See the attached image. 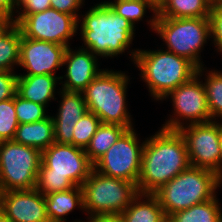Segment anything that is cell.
<instances>
[{"label":"cell","mask_w":222,"mask_h":222,"mask_svg":"<svg viewBox=\"0 0 222 222\" xmlns=\"http://www.w3.org/2000/svg\"><path fill=\"white\" fill-rule=\"evenodd\" d=\"M210 32L216 52L222 53V4L211 7L210 11Z\"/></svg>","instance_id":"cell-31"},{"label":"cell","mask_w":222,"mask_h":222,"mask_svg":"<svg viewBox=\"0 0 222 222\" xmlns=\"http://www.w3.org/2000/svg\"><path fill=\"white\" fill-rule=\"evenodd\" d=\"M81 187L88 216L121 214L138 194L133 182L109 177L94 169Z\"/></svg>","instance_id":"cell-8"},{"label":"cell","mask_w":222,"mask_h":222,"mask_svg":"<svg viewBox=\"0 0 222 222\" xmlns=\"http://www.w3.org/2000/svg\"><path fill=\"white\" fill-rule=\"evenodd\" d=\"M16 23L23 37L70 46V39L76 35L78 20L68 13L53 8L34 14H18Z\"/></svg>","instance_id":"cell-12"},{"label":"cell","mask_w":222,"mask_h":222,"mask_svg":"<svg viewBox=\"0 0 222 222\" xmlns=\"http://www.w3.org/2000/svg\"><path fill=\"white\" fill-rule=\"evenodd\" d=\"M44 196L50 222H66L67 220L64 216H67L77 207L84 211L81 186H75L67 191L55 192ZM73 222L84 221L76 220Z\"/></svg>","instance_id":"cell-20"},{"label":"cell","mask_w":222,"mask_h":222,"mask_svg":"<svg viewBox=\"0 0 222 222\" xmlns=\"http://www.w3.org/2000/svg\"><path fill=\"white\" fill-rule=\"evenodd\" d=\"M15 111L19 124L32 123L47 118L46 106L23 99L15 94Z\"/></svg>","instance_id":"cell-30"},{"label":"cell","mask_w":222,"mask_h":222,"mask_svg":"<svg viewBox=\"0 0 222 222\" xmlns=\"http://www.w3.org/2000/svg\"><path fill=\"white\" fill-rule=\"evenodd\" d=\"M15 11H17V0H0V14L9 21L14 20Z\"/></svg>","instance_id":"cell-35"},{"label":"cell","mask_w":222,"mask_h":222,"mask_svg":"<svg viewBox=\"0 0 222 222\" xmlns=\"http://www.w3.org/2000/svg\"><path fill=\"white\" fill-rule=\"evenodd\" d=\"M154 100L164 98L197 75L198 67L185 57L166 50L134 49L129 53Z\"/></svg>","instance_id":"cell-4"},{"label":"cell","mask_w":222,"mask_h":222,"mask_svg":"<svg viewBox=\"0 0 222 222\" xmlns=\"http://www.w3.org/2000/svg\"><path fill=\"white\" fill-rule=\"evenodd\" d=\"M13 140L22 145L35 147L41 152L47 149L55 142L52 116L49 115L37 122L19 124Z\"/></svg>","instance_id":"cell-21"},{"label":"cell","mask_w":222,"mask_h":222,"mask_svg":"<svg viewBox=\"0 0 222 222\" xmlns=\"http://www.w3.org/2000/svg\"><path fill=\"white\" fill-rule=\"evenodd\" d=\"M157 11V17L203 18L210 17L211 8L204 0H163Z\"/></svg>","instance_id":"cell-23"},{"label":"cell","mask_w":222,"mask_h":222,"mask_svg":"<svg viewBox=\"0 0 222 222\" xmlns=\"http://www.w3.org/2000/svg\"><path fill=\"white\" fill-rule=\"evenodd\" d=\"M178 131L184 137L190 165L215 172L220 178L219 120L189 124Z\"/></svg>","instance_id":"cell-13"},{"label":"cell","mask_w":222,"mask_h":222,"mask_svg":"<svg viewBox=\"0 0 222 222\" xmlns=\"http://www.w3.org/2000/svg\"><path fill=\"white\" fill-rule=\"evenodd\" d=\"M21 31L18 25L10 21L0 30V71L14 72L19 64Z\"/></svg>","instance_id":"cell-22"},{"label":"cell","mask_w":222,"mask_h":222,"mask_svg":"<svg viewBox=\"0 0 222 222\" xmlns=\"http://www.w3.org/2000/svg\"><path fill=\"white\" fill-rule=\"evenodd\" d=\"M42 152L14 140L0 142V192L34 189Z\"/></svg>","instance_id":"cell-9"},{"label":"cell","mask_w":222,"mask_h":222,"mask_svg":"<svg viewBox=\"0 0 222 222\" xmlns=\"http://www.w3.org/2000/svg\"><path fill=\"white\" fill-rule=\"evenodd\" d=\"M18 74L11 71H0V101L14 98L17 91Z\"/></svg>","instance_id":"cell-32"},{"label":"cell","mask_w":222,"mask_h":222,"mask_svg":"<svg viewBox=\"0 0 222 222\" xmlns=\"http://www.w3.org/2000/svg\"><path fill=\"white\" fill-rule=\"evenodd\" d=\"M148 1H150L156 8H158L163 2V0H148Z\"/></svg>","instance_id":"cell-41"},{"label":"cell","mask_w":222,"mask_h":222,"mask_svg":"<svg viewBox=\"0 0 222 222\" xmlns=\"http://www.w3.org/2000/svg\"><path fill=\"white\" fill-rule=\"evenodd\" d=\"M207 68H198L197 72H205L206 78L203 82L206 90L208 109L211 114V121H222V71L206 70ZM217 117V118H216Z\"/></svg>","instance_id":"cell-27"},{"label":"cell","mask_w":222,"mask_h":222,"mask_svg":"<svg viewBox=\"0 0 222 222\" xmlns=\"http://www.w3.org/2000/svg\"><path fill=\"white\" fill-rule=\"evenodd\" d=\"M0 222H13L3 212L0 211Z\"/></svg>","instance_id":"cell-40"},{"label":"cell","mask_w":222,"mask_h":222,"mask_svg":"<svg viewBox=\"0 0 222 222\" xmlns=\"http://www.w3.org/2000/svg\"><path fill=\"white\" fill-rule=\"evenodd\" d=\"M84 2V0H50L51 8L73 15L78 21L80 17L78 11L85 5Z\"/></svg>","instance_id":"cell-34"},{"label":"cell","mask_w":222,"mask_h":222,"mask_svg":"<svg viewBox=\"0 0 222 222\" xmlns=\"http://www.w3.org/2000/svg\"><path fill=\"white\" fill-rule=\"evenodd\" d=\"M130 78L122 71L103 69L82 91L88 111L103 124L133 128L132 115L126 104Z\"/></svg>","instance_id":"cell-5"},{"label":"cell","mask_w":222,"mask_h":222,"mask_svg":"<svg viewBox=\"0 0 222 222\" xmlns=\"http://www.w3.org/2000/svg\"><path fill=\"white\" fill-rule=\"evenodd\" d=\"M220 148H221V157H220V179L222 180V121H220Z\"/></svg>","instance_id":"cell-37"},{"label":"cell","mask_w":222,"mask_h":222,"mask_svg":"<svg viewBox=\"0 0 222 222\" xmlns=\"http://www.w3.org/2000/svg\"><path fill=\"white\" fill-rule=\"evenodd\" d=\"M121 215L124 222H167L158 198L152 193H138Z\"/></svg>","instance_id":"cell-19"},{"label":"cell","mask_w":222,"mask_h":222,"mask_svg":"<svg viewBox=\"0 0 222 222\" xmlns=\"http://www.w3.org/2000/svg\"><path fill=\"white\" fill-rule=\"evenodd\" d=\"M204 1L209 5L210 8L222 4V0H204Z\"/></svg>","instance_id":"cell-38"},{"label":"cell","mask_w":222,"mask_h":222,"mask_svg":"<svg viewBox=\"0 0 222 222\" xmlns=\"http://www.w3.org/2000/svg\"><path fill=\"white\" fill-rule=\"evenodd\" d=\"M58 112L52 116L54 140L60 144H72L73 130L79 119L88 112L82 92L66 91L60 88Z\"/></svg>","instance_id":"cell-17"},{"label":"cell","mask_w":222,"mask_h":222,"mask_svg":"<svg viewBox=\"0 0 222 222\" xmlns=\"http://www.w3.org/2000/svg\"><path fill=\"white\" fill-rule=\"evenodd\" d=\"M60 76L53 75H18L16 93L23 99L48 106V102L56 100V85Z\"/></svg>","instance_id":"cell-18"},{"label":"cell","mask_w":222,"mask_h":222,"mask_svg":"<svg viewBox=\"0 0 222 222\" xmlns=\"http://www.w3.org/2000/svg\"><path fill=\"white\" fill-rule=\"evenodd\" d=\"M187 146L178 130L159 129L144 141L138 193H154L190 167Z\"/></svg>","instance_id":"cell-1"},{"label":"cell","mask_w":222,"mask_h":222,"mask_svg":"<svg viewBox=\"0 0 222 222\" xmlns=\"http://www.w3.org/2000/svg\"><path fill=\"white\" fill-rule=\"evenodd\" d=\"M51 8L50 0H17V14H34ZM21 10V11H18Z\"/></svg>","instance_id":"cell-33"},{"label":"cell","mask_w":222,"mask_h":222,"mask_svg":"<svg viewBox=\"0 0 222 222\" xmlns=\"http://www.w3.org/2000/svg\"><path fill=\"white\" fill-rule=\"evenodd\" d=\"M220 186L221 179L215 172L190 166L153 194L168 217L177 211L213 199Z\"/></svg>","instance_id":"cell-6"},{"label":"cell","mask_w":222,"mask_h":222,"mask_svg":"<svg viewBox=\"0 0 222 222\" xmlns=\"http://www.w3.org/2000/svg\"><path fill=\"white\" fill-rule=\"evenodd\" d=\"M66 46L23 37L21 34L19 64L26 73L18 75H56L63 65Z\"/></svg>","instance_id":"cell-14"},{"label":"cell","mask_w":222,"mask_h":222,"mask_svg":"<svg viewBox=\"0 0 222 222\" xmlns=\"http://www.w3.org/2000/svg\"><path fill=\"white\" fill-rule=\"evenodd\" d=\"M154 31L163 39L166 51L187 58L198 68L205 65L200 53L211 38L209 17H157Z\"/></svg>","instance_id":"cell-7"},{"label":"cell","mask_w":222,"mask_h":222,"mask_svg":"<svg viewBox=\"0 0 222 222\" xmlns=\"http://www.w3.org/2000/svg\"><path fill=\"white\" fill-rule=\"evenodd\" d=\"M106 5H110L113 10L121 17L128 20L135 27V24L146 16L147 9L152 11L154 16L148 20V24L152 31L155 29V22L158 16L157 8L148 0H117L101 2Z\"/></svg>","instance_id":"cell-26"},{"label":"cell","mask_w":222,"mask_h":222,"mask_svg":"<svg viewBox=\"0 0 222 222\" xmlns=\"http://www.w3.org/2000/svg\"><path fill=\"white\" fill-rule=\"evenodd\" d=\"M19 126L15 111V96L0 101V142L13 140Z\"/></svg>","instance_id":"cell-29"},{"label":"cell","mask_w":222,"mask_h":222,"mask_svg":"<svg viewBox=\"0 0 222 222\" xmlns=\"http://www.w3.org/2000/svg\"><path fill=\"white\" fill-rule=\"evenodd\" d=\"M10 21L0 14V30L3 29Z\"/></svg>","instance_id":"cell-39"},{"label":"cell","mask_w":222,"mask_h":222,"mask_svg":"<svg viewBox=\"0 0 222 222\" xmlns=\"http://www.w3.org/2000/svg\"><path fill=\"white\" fill-rule=\"evenodd\" d=\"M126 130L118 124L101 123L85 149L90 162L94 164L102 157Z\"/></svg>","instance_id":"cell-25"},{"label":"cell","mask_w":222,"mask_h":222,"mask_svg":"<svg viewBox=\"0 0 222 222\" xmlns=\"http://www.w3.org/2000/svg\"><path fill=\"white\" fill-rule=\"evenodd\" d=\"M79 47L72 50L68 46L64 53L63 65L66 66V74L60 76L61 89L66 91L82 92L87 85L102 71L99 69L98 59L90 50ZM64 81H61V79Z\"/></svg>","instance_id":"cell-16"},{"label":"cell","mask_w":222,"mask_h":222,"mask_svg":"<svg viewBox=\"0 0 222 222\" xmlns=\"http://www.w3.org/2000/svg\"><path fill=\"white\" fill-rule=\"evenodd\" d=\"M219 199H213L188 209L177 211L167 217V222H222Z\"/></svg>","instance_id":"cell-24"},{"label":"cell","mask_w":222,"mask_h":222,"mask_svg":"<svg viewBox=\"0 0 222 222\" xmlns=\"http://www.w3.org/2000/svg\"><path fill=\"white\" fill-rule=\"evenodd\" d=\"M0 211L13 222H50L45 196L36 188L1 192Z\"/></svg>","instance_id":"cell-15"},{"label":"cell","mask_w":222,"mask_h":222,"mask_svg":"<svg viewBox=\"0 0 222 222\" xmlns=\"http://www.w3.org/2000/svg\"><path fill=\"white\" fill-rule=\"evenodd\" d=\"M80 16L82 18H79L78 29L81 30V38L86 46L84 49L103 58H114L129 50L135 37V27L110 5L101 2L94 4L85 15Z\"/></svg>","instance_id":"cell-2"},{"label":"cell","mask_w":222,"mask_h":222,"mask_svg":"<svg viewBox=\"0 0 222 222\" xmlns=\"http://www.w3.org/2000/svg\"><path fill=\"white\" fill-rule=\"evenodd\" d=\"M86 222H124L121 214L92 215Z\"/></svg>","instance_id":"cell-36"},{"label":"cell","mask_w":222,"mask_h":222,"mask_svg":"<svg viewBox=\"0 0 222 222\" xmlns=\"http://www.w3.org/2000/svg\"><path fill=\"white\" fill-rule=\"evenodd\" d=\"M141 143L135 129H127L93 164V169L109 177L133 182L137 186L144 141Z\"/></svg>","instance_id":"cell-10"},{"label":"cell","mask_w":222,"mask_h":222,"mask_svg":"<svg viewBox=\"0 0 222 222\" xmlns=\"http://www.w3.org/2000/svg\"><path fill=\"white\" fill-rule=\"evenodd\" d=\"M202 75H204L203 72H197L191 80L181 84L164 98L172 99L174 114H172L173 117L170 115V119L168 118L161 128L179 130L189 124L211 121L205 86L200 78Z\"/></svg>","instance_id":"cell-11"},{"label":"cell","mask_w":222,"mask_h":222,"mask_svg":"<svg viewBox=\"0 0 222 222\" xmlns=\"http://www.w3.org/2000/svg\"><path fill=\"white\" fill-rule=\"evenodd\" d=\"M93 170L85 149L54 142L42 151L36 189L43 195L81 186Z\"/></svg>","instance_id":"cell-3"},{"label":"cell","mask_w":222,"mask_h":222,"mask_svg":"<svg viewBox=\"0 0 222 222\" xmlns=\"http://www.w3.org/2000/svg\"><path fill=\"white\" fill-rule=\"evenodd\" d=\"M100 125L101 120L88 111L74 126L72 145L86 149Z\"/></svg>","instance_id":"cell-28"}]
</instances>
